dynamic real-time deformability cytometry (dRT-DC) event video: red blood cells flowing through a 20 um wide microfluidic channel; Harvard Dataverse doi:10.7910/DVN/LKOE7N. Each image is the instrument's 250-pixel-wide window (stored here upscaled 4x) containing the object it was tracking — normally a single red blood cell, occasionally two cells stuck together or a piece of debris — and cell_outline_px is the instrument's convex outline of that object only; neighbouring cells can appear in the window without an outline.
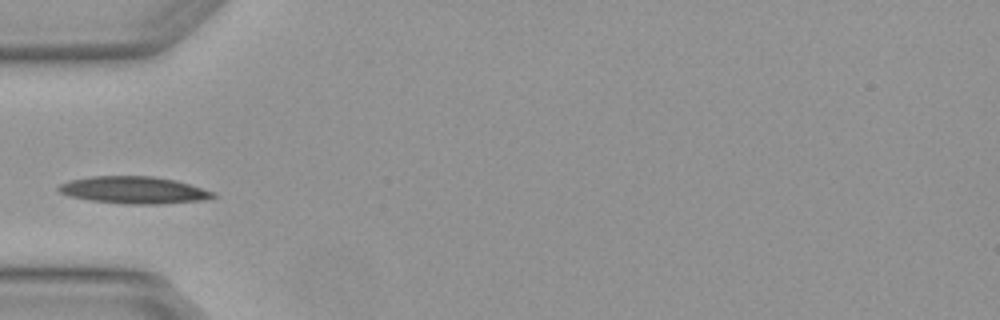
{"species": "Egyptian fruit bat (a non-hibernating species)", "species_latin": "Rousettus aegyptiacus", "temperature_condition": "warm", "stored_images_in_passage": 3, "camera_frame_rate_fps": 3000, "um_per_image_px": 0.085, "animal": {"sex": "female"}, "frame": {"image": 1, "passage_image": 3, "time_ms": 0.667, "image_size_px": [1000, 320], "cell_outline_px": [[216, 196], [200, 200], [160, 204], [124, 204], [92, 200], [72, 196], [60, 192], [56, 188], [60, 184], [72, 180], [92, 176], [152, 176], [176, 180], [212, 192]], "centroid_in_image_um": [11.35, 16.15], "position_along_channel_um": 73.7, "area_um2": 23.93}}